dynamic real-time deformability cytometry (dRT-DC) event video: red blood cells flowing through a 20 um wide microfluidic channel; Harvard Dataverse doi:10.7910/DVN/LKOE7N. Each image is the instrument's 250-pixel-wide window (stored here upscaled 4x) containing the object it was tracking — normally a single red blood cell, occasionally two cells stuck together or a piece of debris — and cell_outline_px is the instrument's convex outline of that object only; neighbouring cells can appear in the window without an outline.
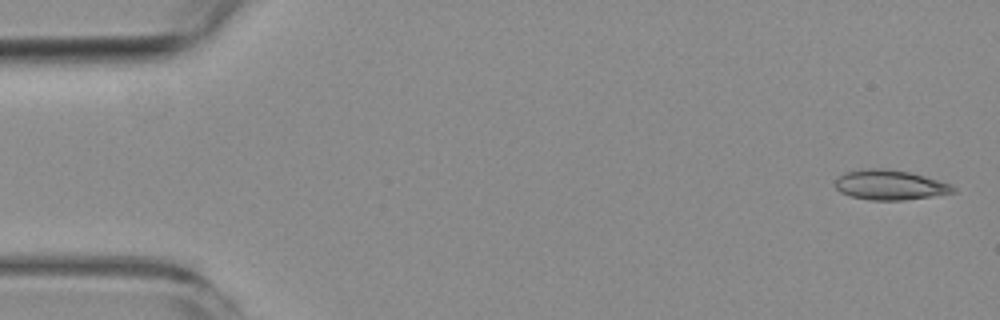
{"species": "common noctule bat (a hibernating species)", "species_latin": "Nyctalus noctula", "temperature_condition": "room temperature", "stored_images_in_passage": 4, "camera_frame_rate_fps": 3000, "um_per_image_px": 0.085, "animal": {"sex": "female", "body_mass_g": 19.3, "forearm_length_mm": 54.1}, "frame": {"image": 1, "passage_image": 1, "time_ms": 0.0, "image_size_px": [1000, 320], "cell_outline_px": [[956, 192], [932, 196], [904, 200], [872, 200], [852, 196], [840, 192], [836, 188], [836, 180], [844, 172], [860, 168], [888, 168], [908, 172], [924, 176], [952, 184], [956, 188]], "centroid_in_image_um": [75.65, 15.71], "position_along_channel_um": 9.3, "area_um2": 20.58}}